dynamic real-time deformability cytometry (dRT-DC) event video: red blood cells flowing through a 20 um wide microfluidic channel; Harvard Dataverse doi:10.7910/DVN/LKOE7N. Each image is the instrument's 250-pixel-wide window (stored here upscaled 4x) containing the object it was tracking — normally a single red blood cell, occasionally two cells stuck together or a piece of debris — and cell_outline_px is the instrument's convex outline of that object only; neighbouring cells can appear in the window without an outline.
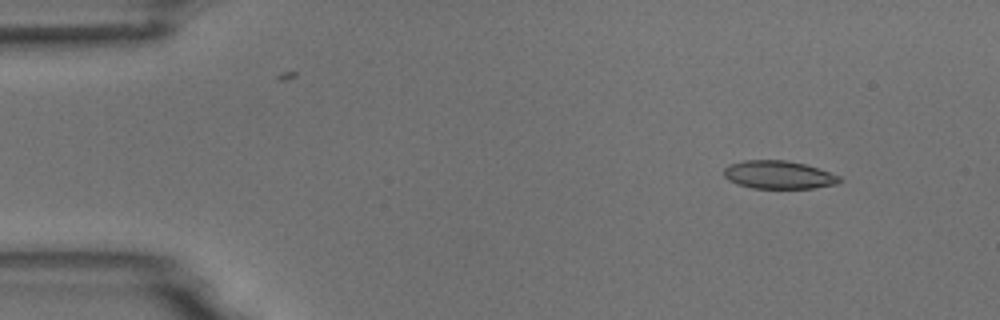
{"species": "common noctule bat (a hibernating species)", "species_latin": "Nyctalus noctula", "temperature_condition": "room temperature", "stored_images_in_passage": 4, "camera_frame_rate_fps": 3000, "um_per_image_px": 0.085, "animal": {"sex": "male", "body_mass_g": 18.8}, "frame": {"image": 1, "passage_image": 1, "time_ms": 0.0, "image_size_px": [1000, 320], "cell_outline_px": [[844, 180], [836, 184], [812, 188], [752, 188], [736, 184], [728, 180], [724, 176], [724, 168], [728, 164], [744, 160], [788, 160], [804, 164], [840, 176]], "centroid_in_image_um": [66.15, 14.86], "position_along_channel_um": 18.9, "area_um2": 18.96}}
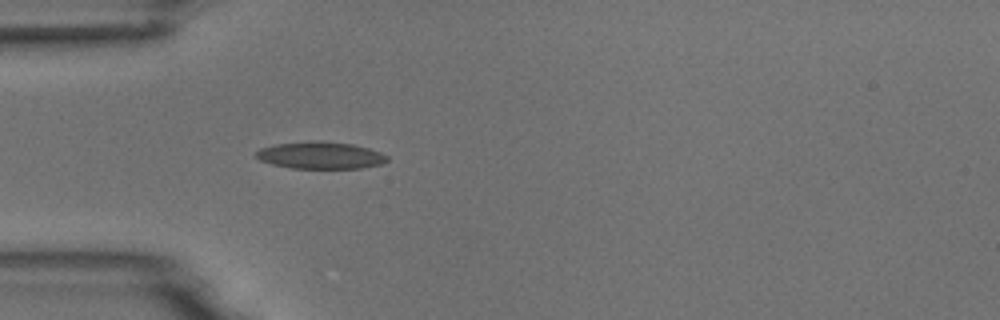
{"frame": {"image": 2, "passage_image": 4, "time_ms": 3.333, "image_size_px": [1000, 320], "cell_outline_px": [[388, 160], [380, 164], [360, 168], [292, 168], [272, 164], [260, 160], [256, 156], [256, 152], [260, 148], [276, 144], [352, 144], [368, 148], [380, 152], [388, 156]], "centroid_in_image_um": [27.26, 13.26], "position_along_channel_um": 57.7, "area_um2": 19.42}}